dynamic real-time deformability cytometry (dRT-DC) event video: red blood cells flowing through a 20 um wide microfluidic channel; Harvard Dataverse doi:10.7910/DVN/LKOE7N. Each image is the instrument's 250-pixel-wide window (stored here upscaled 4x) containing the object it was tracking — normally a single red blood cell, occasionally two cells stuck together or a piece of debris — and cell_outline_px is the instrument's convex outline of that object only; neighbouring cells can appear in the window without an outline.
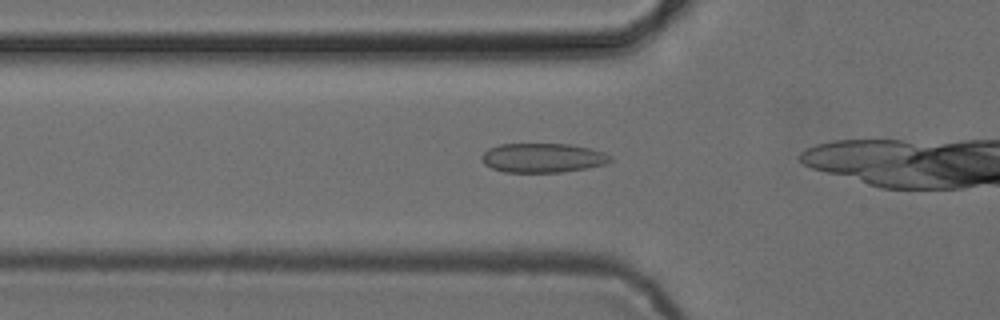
{"species": "common noctule bat (a hibernating species)", "species_latin": "Nyctalus noctula", "temperature_condition": "cold", "stored_images_in_passage": 19, "camera_frame_rate_fps": 3000, "um_per_image_px": 0.085, "animal": {"sex": "female", "body_mass_g": 24.6, "forearm_length_mm": 56.2}, "frame": {"image": 1, "passage_image": 11, "time_ms": 3.333, "image_size_px": [1000, 320], "cell_outline_px": [[612, 160], [608, 164], [560, 172], [504, 172], [492, 168], [484, 164], [480, 160], [480, 156], [488, 148], [500, 144], [568, 144], [588, 148], [604, 152], [612, 156]], "centroid_in_image_um": [46.11, 13.42], "position_along_channel_um": 79.7, "area_um2": 22.02}}
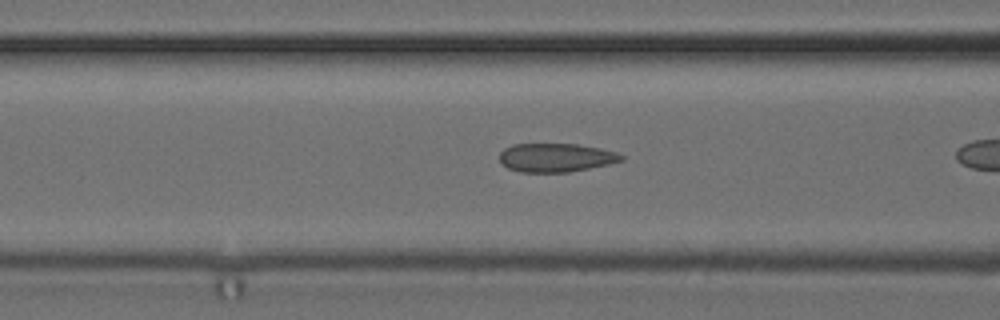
{"frame": {"image": 2, "passage_image": 14, "time_ms": 4.333, "image_size_px": [1000, 320], "cell_outline_px": [[624, 160], [608, 164], [568, 172], [520, 172], [508, 168], [500, 164], [500, 152], [504, 148], [512, 144], [576, 144], [600, 148], [616, 152], [624, 156]], "centroid_in_image_um": [47.22, 13.39], "position_along_channel_um": 119.4, "area_um2": 20.35}}